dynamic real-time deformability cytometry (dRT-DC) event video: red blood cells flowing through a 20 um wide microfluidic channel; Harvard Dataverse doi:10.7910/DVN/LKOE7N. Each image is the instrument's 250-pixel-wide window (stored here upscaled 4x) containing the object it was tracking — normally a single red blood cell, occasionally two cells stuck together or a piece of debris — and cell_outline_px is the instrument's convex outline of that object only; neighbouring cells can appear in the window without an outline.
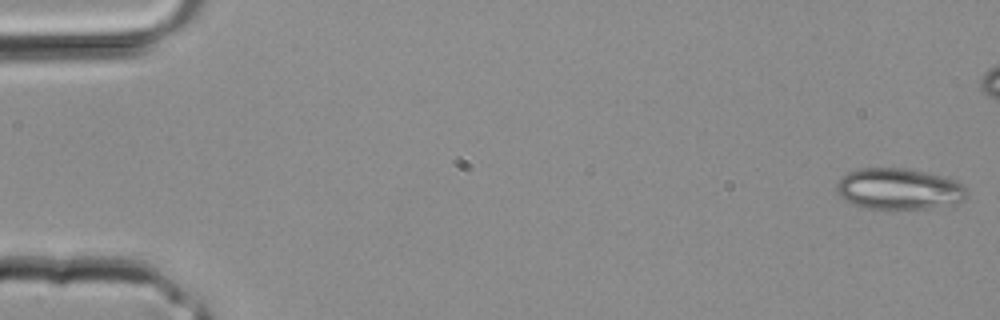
{"species": "common noctule bat (a hibernating species)", "species_latin": "Nyctalus noctula", "temperature_condition": "room temperature", "stored_images_in_passage": 4, "camera_frame_rate_fps": 3000, "um_per_image_px": 0.085, "animal": {"sex": "male", "body_mass_g": 20.4}, "frame": {"image": 1, "passage_image": 1, "time_ms": 0.0, "image_size_px": [1000, 320], "cell_outline_px": [[968, 196], [964, 200], [956, 204], [928, 208], [864, 208], [852, 204], [844, 200], [836, 192], [836, 184], [840, 176], [848, 172], [860, 168], [904, 168], [924, 172], [940, 176], [952, 180], [968, 188]], "centroid_in_image_um": [76.38, 16.06], "position_along_channel_um": 8.6, "area_um2": 31.33}}